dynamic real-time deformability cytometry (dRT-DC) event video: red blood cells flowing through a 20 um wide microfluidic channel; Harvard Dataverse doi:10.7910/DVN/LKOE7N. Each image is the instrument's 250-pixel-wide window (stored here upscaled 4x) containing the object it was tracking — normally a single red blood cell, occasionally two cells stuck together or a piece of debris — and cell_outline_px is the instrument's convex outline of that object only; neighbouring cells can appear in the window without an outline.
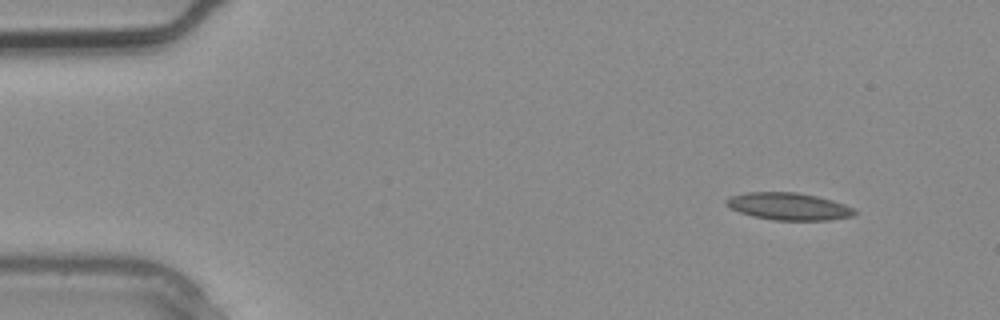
{"species": "common noctule bat (a hibernating species)", "species_latin": "Nyctalus noctula", "temperature_condition": "warm", "stored_images_in_passage": 4, "segment_of_instrument_passage": [2, 2], "camera_frame_rate_fps": 3000, "um_per_image_px": 0.085, "animal": {"sex": "male", "body_mass_g": 20.4}, "frame": {"image": 1, "passage_image": 4, "time_ms": 1.0, "image_size_px": [1000, 320], "cell_outline_px": [[856, 212], [852, 216], [828, 220], [772, 220], [752, 216], [740, 212], [724, 204], [724, 200], [728, 196], [744, 192], [796, 192], [816, 196], [832, 200], [844, 204], [852, 208]], "centroid_in_image_um": [66.97, 17.53], "position_along_channel_um": 18.0, "area_um2": 20.4}}